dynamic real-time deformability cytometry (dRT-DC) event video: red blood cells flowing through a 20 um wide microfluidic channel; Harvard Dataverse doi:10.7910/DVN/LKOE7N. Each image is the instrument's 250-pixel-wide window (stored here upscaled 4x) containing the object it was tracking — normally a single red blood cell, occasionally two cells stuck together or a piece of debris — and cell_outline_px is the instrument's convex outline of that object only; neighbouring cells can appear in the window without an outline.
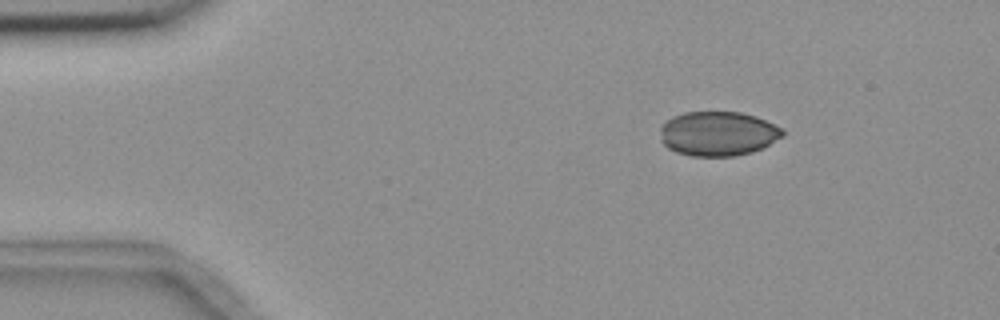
{"species": "common noctule bat (a hibernating species)", "species_latin": "Nyctalus noctula", "temperature_condition": "room temperature", "stored_images_in_passage": 4, "camera_frame_rate_fps": 3000, "um_per_image_px": 0.085, "animal": {"sex": "female", "body_mass_g": 18.4}, "frame": {"image": 1, "passage_image": 2, "time_ms": 1.333, "image_size_px": [1000, 320], "cell_outline_px": [[784, 136], [752, 152], [736, 156], [692, 156], [676, 152], [668, 148], [660, 140], [660, 128], [672, 116], [684, 112], [740, 112], [756, 116], [784, 128]], "centroid_in_image_um": [61.03, 11.35], "position_along_channel_um": 24.0, "area_um2": 31.85}}